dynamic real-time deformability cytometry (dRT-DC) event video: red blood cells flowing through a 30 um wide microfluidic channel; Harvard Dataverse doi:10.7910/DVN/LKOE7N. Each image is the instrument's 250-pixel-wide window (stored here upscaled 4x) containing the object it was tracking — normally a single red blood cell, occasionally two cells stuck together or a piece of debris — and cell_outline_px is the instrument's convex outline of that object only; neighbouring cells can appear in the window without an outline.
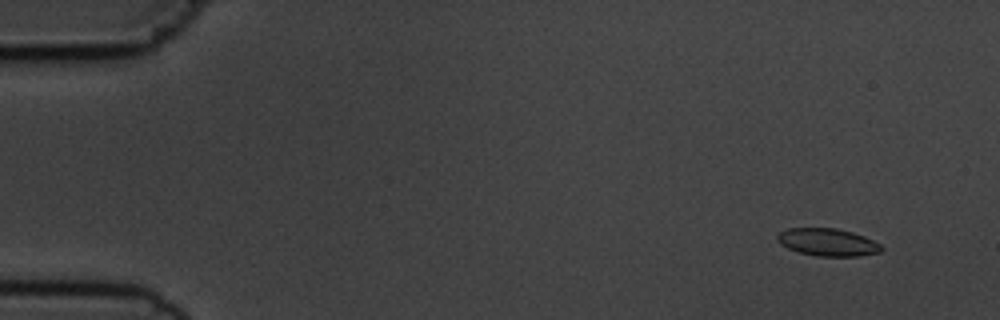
{"species": "common noctule bat (a hibernating species)", "species_latin": "Nyctalus noctula", "temperature_condition": "cold", "stored_images_in_passage": 4, "camera_frame_rate_fps": 3000, "um_per_image_px": 0.085, "animal": {"sex": "male", "body_mass_g": 19.5, "forearm_length_mm": 54.6}, "frame": {"image": 1, "passage_image": 1, "time_ms": 0.0, "image_size_px": [1000, 320], "cell_outline_px": [[884, 248], [880, 252], [860, 256], [816, 256], [800, 252], [788, 248], [780, 244], [776, 240], [776, 236], [780, 232], [788, 228], [836, 228], [852, 232], [864, 236], [880, 244]], "centroid_in_image_um": [70.35, 20.59], "position_along_channel_um": 14.7, "area_um2": 16.7}}
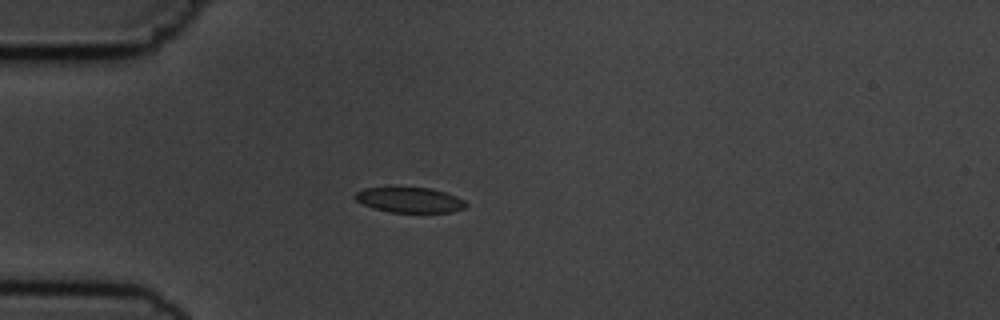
{"frame": {"image": 2, "passage_image": 4, "time_ms": 3.667, "image_size_px": [1000, 320], "cell_outline_px": [[468, 204], [464, 208], [452, 212], [388, 212], [372, 208], [356, 200], [352, 196], [356, 192], [364, 188], [432, 188], [456, 196], [464, 200]], "centroid_in_image_um": [34.81, 17.0], "position_along_channel_um": 50.2, "area_um2": 16.24}}